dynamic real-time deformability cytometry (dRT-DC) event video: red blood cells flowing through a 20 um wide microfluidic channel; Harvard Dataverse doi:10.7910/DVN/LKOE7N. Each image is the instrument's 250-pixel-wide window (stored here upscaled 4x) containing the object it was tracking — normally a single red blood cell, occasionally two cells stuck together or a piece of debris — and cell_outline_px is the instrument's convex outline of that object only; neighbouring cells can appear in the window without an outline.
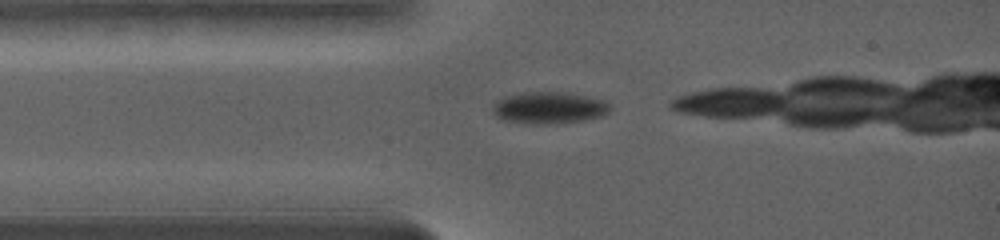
{"species": "common noctule bat (a hibernating species)", "species_latin": "Nyctalus noctula", "temperature_condition": "warm", "stored_images_in_passage": 10, "camera_frame_rate_fps": 5000, "um_per_image_px": 0.085, "animal": {"sex": "female", "body_mass_g": 19.0, "forearm_length_mm": 56.7}, "frame": {"image": 1, "passage_image": 1, "time_ms": 0.0, "image_size_px": [1000, 240], "cell_outline_px": [[608, 108], [604, 112], [596, 116], [572, 120], [528, 120], [504, 116], [496, 112], [496, 108], [504, 100], [516, 96], [572, 96], [596, 100], [604, 104]], "centroid_in_image_um": [46.78, 9.17], "position_along_channel_um": 38.2, "area_um2": 16.13}}
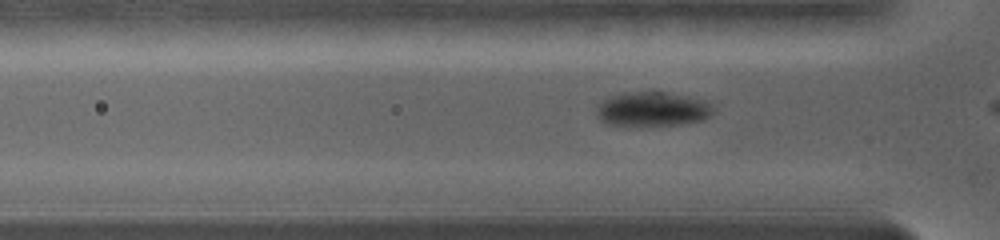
{"frame": {"image": 2, "passage_image": 6, "time_ms": 1.0, "image_size_px": [1000, 240], "cell_outline_px": [[704, 112], [700, 116], [688, 120], [612, 120], [604, 116], [600, 108], [608, 100], [616, 96], [648, 92], [660, 92], [704, 104]], "centroid_in_image_um": [55.36, 9.14], "position_along_channel_um": 70.4, "area_um2": 16.94}}